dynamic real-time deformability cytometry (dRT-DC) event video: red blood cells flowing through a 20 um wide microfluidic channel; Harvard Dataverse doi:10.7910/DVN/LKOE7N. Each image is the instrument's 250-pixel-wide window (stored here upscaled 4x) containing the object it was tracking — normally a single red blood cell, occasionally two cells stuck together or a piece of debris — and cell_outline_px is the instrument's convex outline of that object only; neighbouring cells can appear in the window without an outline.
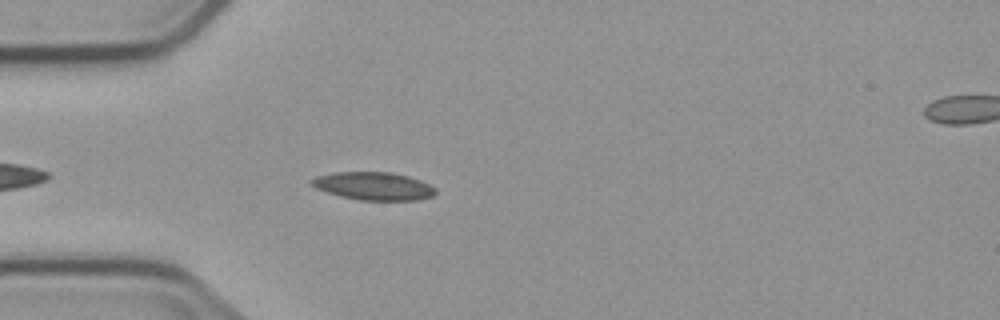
{"species": "common noctule bat (a hibernating species)", "species_latin": "Nyctalus noctula", "temperature_condition": "cold", "stored_images_in_passage": 4, "segment_of_instrument_passage": [1, 2], "camera_frame_rate_fps": 3000, "um_per_image_px": 0.085, "animal": {"sex": "male", "body_mass_g": 23.1, "forearm_length_mm": 52.7}, "frame": {"image": 1, "passage_image": 3, "time_ms": 3.0, "image_size_px": [1000, 320], "cell_outline_px": [[436, 192], [432, 196], [416, 200], [360, 200], [340, 196], [316, 188], [308, 184], [308, 180], [316, 176], [332, 172], [392, 172], [408, 176], [420, 180], [436, 188]], "centroid_in_image_um": [31.71, 15.8], "position_along_channel_um": 53.3, "area_um2": 20.29}}